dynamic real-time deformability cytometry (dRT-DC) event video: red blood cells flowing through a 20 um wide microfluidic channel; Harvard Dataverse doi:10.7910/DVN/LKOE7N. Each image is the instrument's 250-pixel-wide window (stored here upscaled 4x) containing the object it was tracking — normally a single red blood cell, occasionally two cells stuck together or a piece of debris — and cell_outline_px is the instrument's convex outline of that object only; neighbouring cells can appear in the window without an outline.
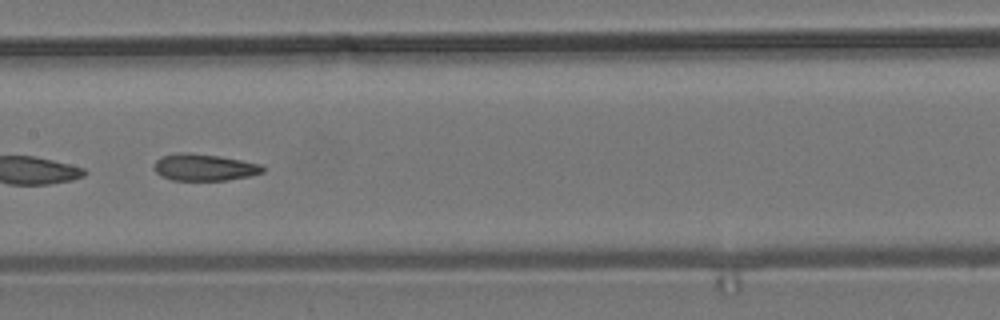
{"species": "common noctule bat (a hibernating species)", "species_latin": "Nyctalus noctula", "temperature_condition": "room temperature", "stored_images_in_passage": 8, "camera_frame_rate_fps": 3000, "um_per_image_px": 0.085, "animal": {"sex": "male", "body_mass_g": 19.2, "forearm_length_mm": 51.8}, "frame": {"image": 1, "passage_image": 8, "time_ms": 2.333, "image_size_px": [1000, 320], "cell_outline_px": [[264, 172], [248, 176], [228, 180], [172, 180], [160, 176], [152, 168], [156, 160], [160, 156], [176, 152], [188, 152], [220, 156], [260, 164], [264, 168]], "centroid_in_image_um": [17.29, 14.21], "position_along_channel_um": 190.1, "area_um2": 17.11}}